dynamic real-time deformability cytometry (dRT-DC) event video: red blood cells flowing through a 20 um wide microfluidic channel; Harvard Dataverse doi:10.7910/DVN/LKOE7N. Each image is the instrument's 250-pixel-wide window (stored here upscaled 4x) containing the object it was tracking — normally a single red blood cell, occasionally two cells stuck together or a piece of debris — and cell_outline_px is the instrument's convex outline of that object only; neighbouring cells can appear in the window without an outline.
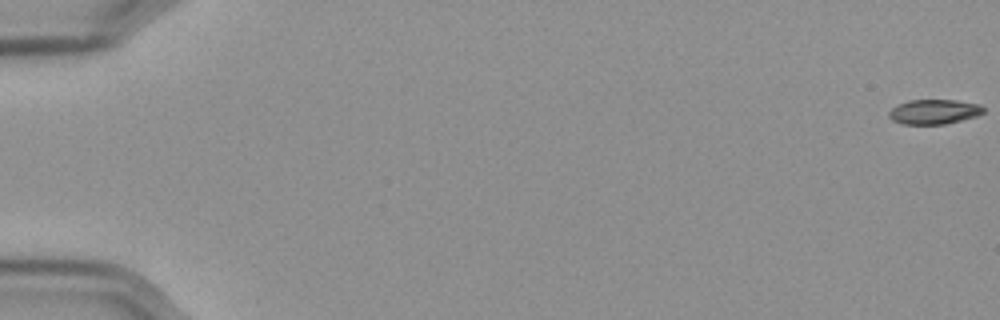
{"species": "Egyptian fruit bat (a non-hibernating species)", "species_latin": "Rousettus aegyptiacus", "temperature_condition": "cold", "stored_images_in_passage": 20, "camera_frame_rate_fps": 3000, "um_per_image_px": 0.085, "frame": {"image": 1, "passage_image": 1, "time_ms": 0.0, "image_size_px": [1000, 320], "cell_outline_px": [[984, 112], [976, 116], [944, 124], [900, 124], [892, 120], [888, 116], [888, 112], [892, 108], [900, 104], [912, 100], [956, 100], [980, 104], [984, 108]], "centroid_in_image_um": [79.39, 9.5], "position_along_channel_um": 5.6, "area_um2": 13.53}}
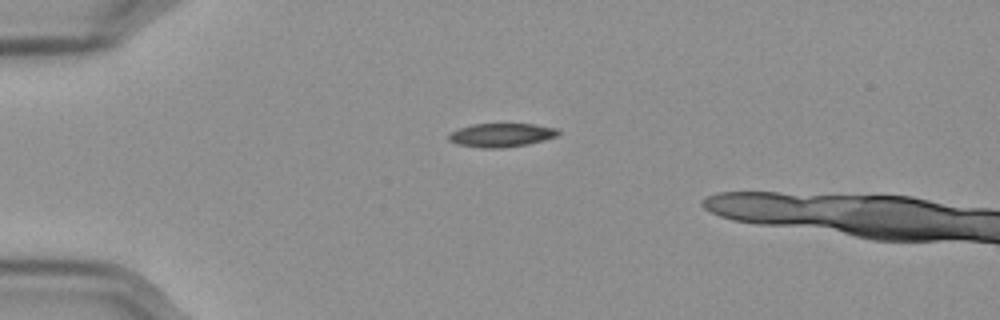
{"frame": {"image": 2, "passage_image": 16, "time_ms": 5.0, "image_size_px": [1000, 320], "cell_outline_px": [[560, 132], [556, 136], [544, 140], [528, 144], [500, 148], [480, 148], [456, 144], [448, 140], [448, 136], [452, 132], [460, 128], [472, 124], [532, 124], [556, 128]], "centroid_in_image_um": [42.59, 11.49], "position_along_channel_um": 42.4, "area_um2": 15.03}}